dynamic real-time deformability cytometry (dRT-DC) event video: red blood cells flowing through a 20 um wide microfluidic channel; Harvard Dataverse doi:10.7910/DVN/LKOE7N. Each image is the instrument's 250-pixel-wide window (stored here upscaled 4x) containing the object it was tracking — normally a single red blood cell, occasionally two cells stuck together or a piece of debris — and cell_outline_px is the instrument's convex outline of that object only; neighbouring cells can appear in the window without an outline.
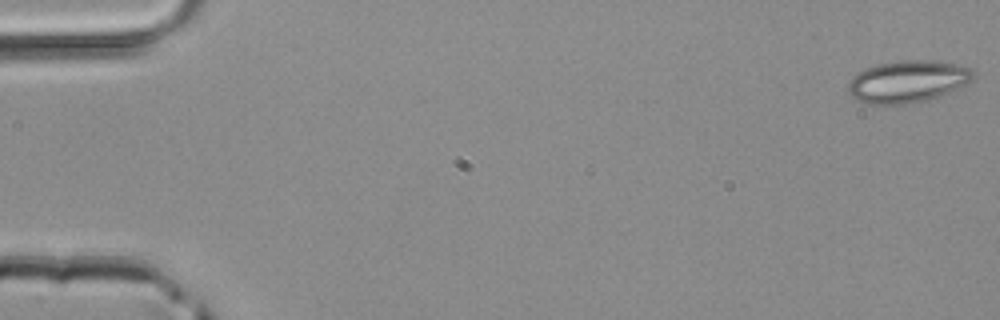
{"species": "common noctule bat (a hibernating species)", "species_latin": "Nyctalus noctula", "temperature_condition": "room temperature", "stored_images_in_passage": 4, "camera_frame_rate_fps": 3000, "um_per_image_px": 0.085, "animal": {"sex": "male", "body_mass_g": 20.4}, "frame": {"image": 1, "passage_image": 1, "time_ms": 0.0, "image_size_px": [1000, 320], "cell_outline_px": [[976, 76], [968, 84], [952, 92], [928, 100], [904, 104], [868, 104], [856, 100], [848, 92], [848, 84], [852, 76], [864, 68], [876, 64], [900, 60], [924, 60], [956, 64], [972, 68]], "centroid_in_image_um": [77.17, 6.93], "position_along_channel_um": 7.8, "area_um2": 31.1}}